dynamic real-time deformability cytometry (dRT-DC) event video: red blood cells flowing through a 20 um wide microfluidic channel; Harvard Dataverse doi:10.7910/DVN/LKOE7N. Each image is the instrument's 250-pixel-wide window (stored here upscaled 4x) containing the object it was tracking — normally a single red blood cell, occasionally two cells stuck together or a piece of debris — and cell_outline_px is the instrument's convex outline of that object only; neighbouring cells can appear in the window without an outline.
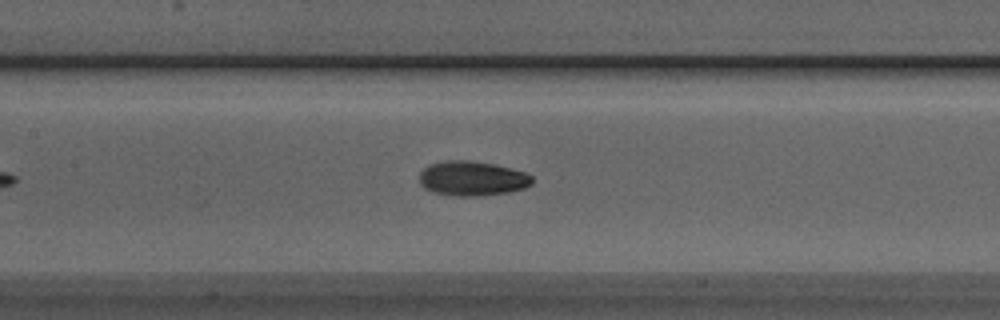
{"species": "Egyptian fruit bat (a non-hibernating species)", "species_latin": "Rousettus aegyptiacus", "temperature_condition": "room temperature", "stored_images_in_passage": 27, "camera_frame_rate_fps": 3000, "um_per_image_px": 0.085, "animal": {"sex": "male"}, "frame": {"image": 1, "passage_image": 9, "time_ms": 2.667, "image_size_px": [1000, 320], "cell_outline_px": [[532, 184], [524, 188], [508, 192], [476, 196], [452, 196], [432, 192], [424, 188], [420, 184], [420, 172], [428, 164], [444, 160], [468, 160], [496, 164], [512, 168], [524, 172], [532, 176]], "centroid_in_image_um": [40.11, 15.16], "position_along_channel_um": 167.3, "area_um2": 23.0}}
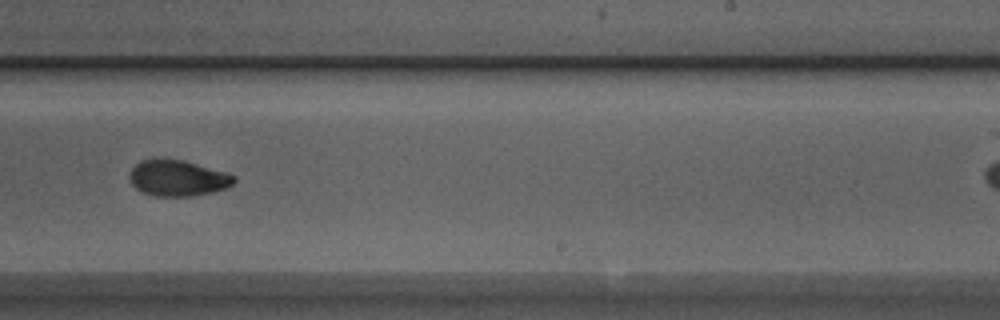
{"frame": {"image": 2, "passage_image": 17, "time_ms": 5.333, "image_size_px": [1000, 320], "cell_outline_px": [[236, 180], [232, 184], [224, 188], [212, 192], [192, 196], [156, 196], [144, 192], [136, 188], [132, 184], [128, 176], [132, 168], [140, 160], [156, 156], [184, 160], [228, 172], [236, 176]], "centroid_in_image_um": [15.09, 15.09], "position_along_channel_um": 273.9, "area_um2": 22.37}}
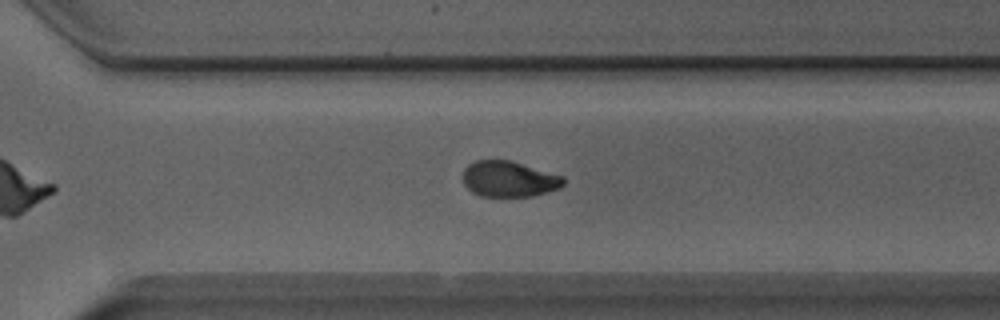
{"frame": {"image": 3, "passage_image": 21, "time_ms": 6.667, "image_size_px": [1000, 320], "cell_outline_px": [[564, 184], [560, 188], [532, 196], [480, 196], [472, 192], [464, 184], [464, 168], [468, 164], [476, 160], [512, 160], [564, 176]], "centroid_in_image_um": [43.28, 15.2], "position_along_channel_um": 327.3, "area_um2": 21.04}}